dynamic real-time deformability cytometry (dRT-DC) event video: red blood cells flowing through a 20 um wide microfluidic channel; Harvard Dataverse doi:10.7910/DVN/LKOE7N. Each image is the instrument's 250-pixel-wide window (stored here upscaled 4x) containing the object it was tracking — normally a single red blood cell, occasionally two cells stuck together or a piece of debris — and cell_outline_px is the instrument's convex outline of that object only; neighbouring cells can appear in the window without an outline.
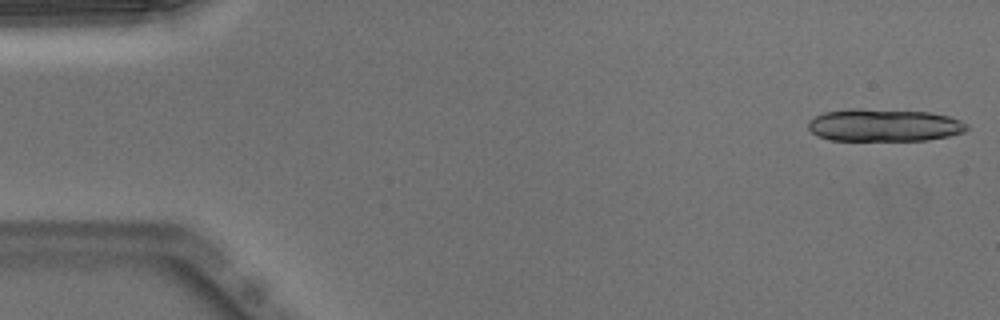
{"species": "Egyptian fruit bat (a non-hibernating species)", "species_latin": "Rousettus aegyptiacus", "temperature_condition": "warm", "stored_images_in_passage": 13, "camera_frame_rate_fps": 3000, "um_per_image_px": 0.085, "animal": {"sex": "male"}, "frame": {"image": 1, "passage_image": 1, "time_ms": 0.0, "image_size_px": [1000, 320], "cell_outline_px": [[968, 128], [964, 132], [948, 136], [928, 140], [832, 140], [816, 136], [808, 128], [808, 120], [824, 112], [844, 108], [860, 108], [928, 112], [948, 116], [960, 120], [968, 124]], "centroid_in_image_um": [75.11, 10.63], "position_along_channel_um": 9.9, "area_um2": 30.29}}